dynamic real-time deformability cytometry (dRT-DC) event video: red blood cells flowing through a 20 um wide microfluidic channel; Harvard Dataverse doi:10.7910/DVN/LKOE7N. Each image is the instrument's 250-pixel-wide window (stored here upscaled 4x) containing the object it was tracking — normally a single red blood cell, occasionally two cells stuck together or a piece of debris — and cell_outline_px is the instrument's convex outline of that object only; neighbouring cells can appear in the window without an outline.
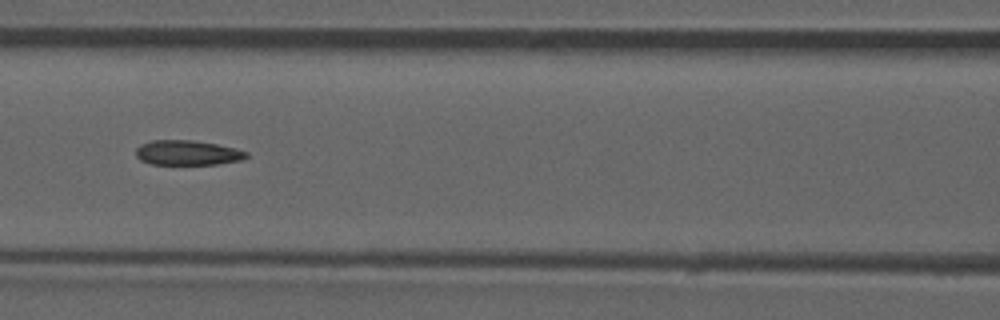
{"species": "common noctule bat (a hibernating species)", "species_latin": "Nyctalus noctula", "temperature_condition": "room temperature", "stored_images_in_passage": 53, "camera_frame_rate_fps": 3000, "um_per_image_px": 0.085, "animal": {"sex": "male", "forearm_length_mm": 52.5}, "frame": {"image": 1, "passage_image": 23, "time_ms": 7.333, "image_size_px": [1000, 320], "cell_outline_px": [[248, 156], [240, 160], [216, 164], [152, 164], [140, 160], [136, 156], [136, 148], [140, 144], [152, 140], [192, 140], [216, 144], [236, 148], [248, 152]], "centroid_in_image_um": [15.91, 12.98], "position_along_channel_um": 150.7, "area_um2": 15.95}, "authors_computed_cell_mechanics": {"area_um2": 16.762, "velocity_mm_per_s": 3.8569, "shape_relaxation_time_tau1_ms": null, "shape_relaxation_time_tau2_ms": 3.8144, "deformation_change_tau1": null, "deformation_change_tau2": 0.129}}